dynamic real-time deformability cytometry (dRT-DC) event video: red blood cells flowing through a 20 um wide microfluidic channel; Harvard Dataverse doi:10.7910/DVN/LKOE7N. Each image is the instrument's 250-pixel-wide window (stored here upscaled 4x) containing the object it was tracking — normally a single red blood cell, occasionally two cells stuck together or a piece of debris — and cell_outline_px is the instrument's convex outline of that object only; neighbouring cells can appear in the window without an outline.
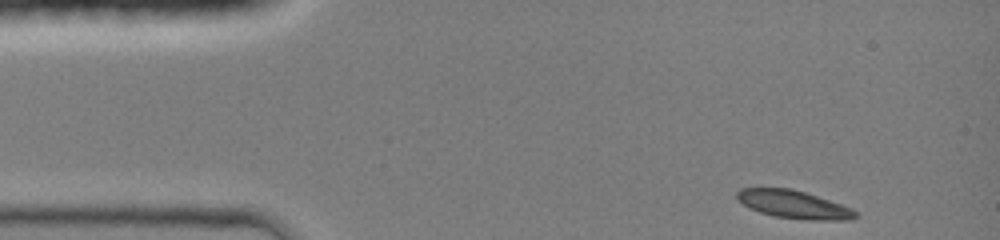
{"species": "common noctule bat (a hibernating species)", "species_latin": "Nyctalus noctula", "temperature_condition": "room temperature", "stored_images_in_passage": 37, "camera_frame_rate_fps": 3000, "um_per_image_px": 0.085, "animal": {"sex": "female", "body_mass_g": 19.0, "forearm_length_mm": 51.5}, "frame": {"image": 1, "passage_image": 1, "time_ms": 0.0, "image_size_px": [1000, 240], "cell_outline_px": [[856, 216], [852, 220], [812, 220], [776, 216], [760, 212], [744, 204], [736, 196], [736, 192], [740, 188], [792, 188], [852, 208], [856, 212]], "centroid_in_image_um": [67.47, 17.37], "position_along_channel_um": 17.5, "area_um2": 18.9}}
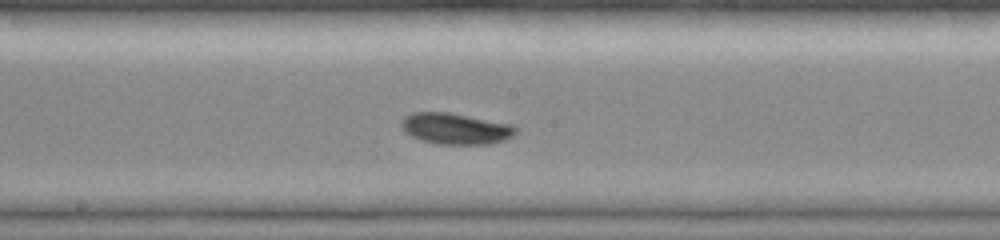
{"frame": {"image": 2, "passage_image": 20, "time_ms": 6.333, "image_size_px": [1000, 240], "cell_outline_px": [[516, 132], [512, 136], [504, 140], [492, 144], [440, 144], [420, 140], [404, 132], [400, 124], [400, 120], [404, 116], [412, 112], [448, 112], [512, 124], [516, 128]], "centroid_in_image_um": [38.69, 10.93], "position_along_channel_um": 209.5, "area_um2": 20.87}}
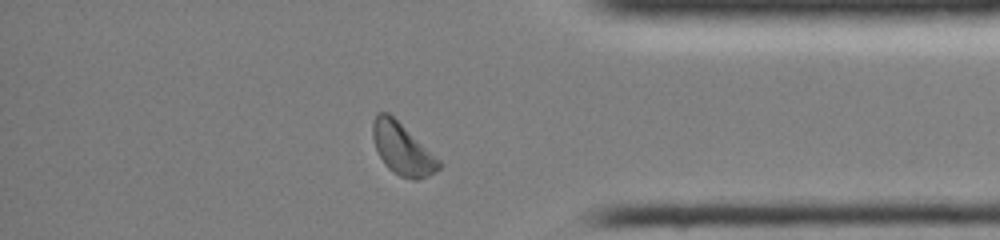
{"frame": {"image": 3, "passage_image": 34, "time_ms": 11.0, "image_size_px": [1000, 240], "cell_outline_px": [[444, 164], [436, 172], [428, 176], [416, 180], [412, 180], [400, 176], [392, 172], [384, 164], [376, 148], [372, 136], [372, 120], [376, 112], [388, 112], [440, 160]], "centroid_in_image_um": [34.19, 12.67], "position_along_channel_um": 401.0, "area_um2": 19.88}, "authors_computed_cell_mechanics": {"area_um2": 19.652, "velocity_mm_per_s": 4.2653, "shape_relaxation_time_tau1_ms": 3.2805, "shape_relaxation_time_tau2_ms": null, "deformation_change_tau1": 0.096, "deformation_change_tau2": null}}